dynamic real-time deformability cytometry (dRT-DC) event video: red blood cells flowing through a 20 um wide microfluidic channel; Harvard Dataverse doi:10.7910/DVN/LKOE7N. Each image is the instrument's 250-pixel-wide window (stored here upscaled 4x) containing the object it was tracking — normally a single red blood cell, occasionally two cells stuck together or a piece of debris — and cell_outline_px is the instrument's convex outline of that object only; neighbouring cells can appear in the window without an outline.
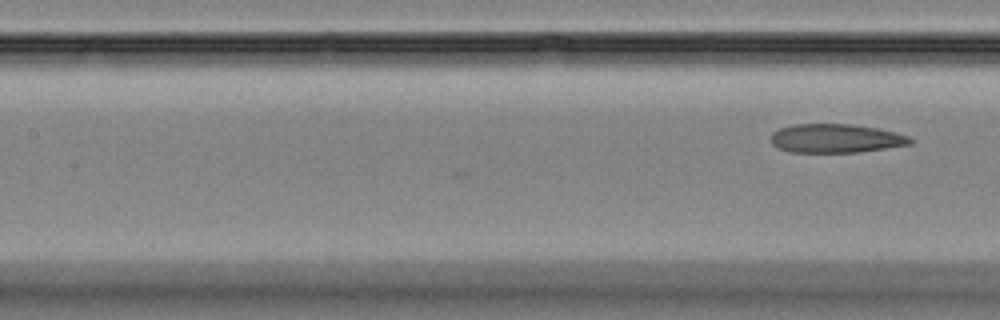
{"species": "Egyptian fruit bat (a non-hibernating species)", "species_latin": "Rousettus aegyptiacus", "temperature_condition": "room temperature", "stored_images_in_passage": 10, "camera_frame_rate_fps": 3000, "um_per_image_px": 0.085, "animal": {"sex": "female"}, "frame": {"image": 1, "passage_image": 10, "time_ms": 3.0, "image_size_px": [1000, 320], "cell_outline_px": [[912, 144], [860, 152], [788, 152], [776, 148], [772, 144], [772, 132], [780, 128], [792, 124], [852, 124], [876, 128], [896, 132], [908, 136], [912, 140]], "centroid_in_image_um": [71.02, 11.76], "position_along_channel_um": 136.4, "area_um2": 23.47}}